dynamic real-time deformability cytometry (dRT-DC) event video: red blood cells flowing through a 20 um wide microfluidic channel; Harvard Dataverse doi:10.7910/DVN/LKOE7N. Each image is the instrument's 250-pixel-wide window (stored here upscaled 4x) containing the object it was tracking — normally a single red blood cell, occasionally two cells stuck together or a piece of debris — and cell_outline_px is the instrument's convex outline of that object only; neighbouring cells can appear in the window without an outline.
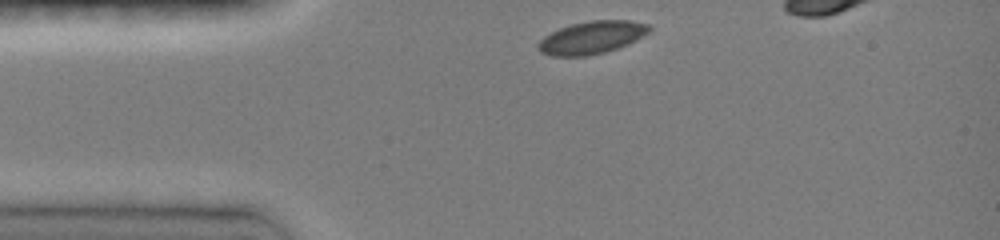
{"species": "common noctule bat (a hibernating species)", "species_latin": "Nyctalus noctula", "temperature_condition": "room temperature", "stored_images_in_passage": 32, "camera_frame_rate_fps": 3000, "um_per_image_px": 0.085, "animal": {"sex": "female", "body_mass_g": 19.0, "forearm_length_mm": 51.5}, "frame": {"image": 1, "passage_image": 1, "time_ms": 0.0, "image_size_px": [1000, 240], "cell_outline_px": [[652, 28], [648, 32], [636, 40], [628, 44], [604, 52], [584, 56], [552, 56], [540, 52], [536, 48], [536, 44], [544, 36], [560, 28], [572, 24], [592, 20], [628, 20], [648, 24]], "centroid_in_image_um": [50.27, 3.19], "position_along_channel_um": 34.7, "area_um2": 21.04}}
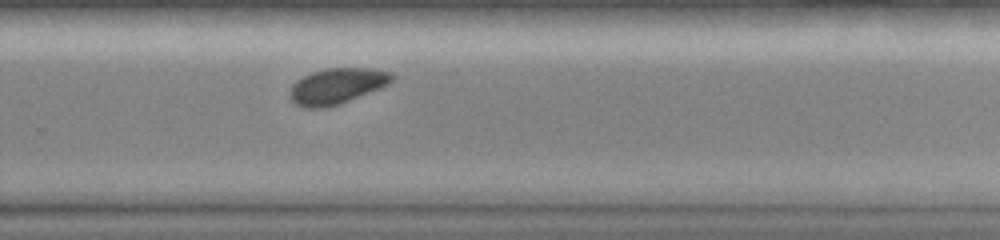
{"frame": {"image": 2, "passage_image": 23, "time_ms": 7.333, "image_size_px": [1000, 240], "cell_outline_px": [[396, 76], [388, 84], [380, 88], [340, 104], [328, 108], [304, 108], [296, 104], [292, 100], [292, 84], [296, 80], [312, 72], [324, 68], [368, 68], [392, 72]], "centroid_in_image_um": [28.66, 7.31], "position_along_channel_um": 301.1, "area_um2": 21.21}}
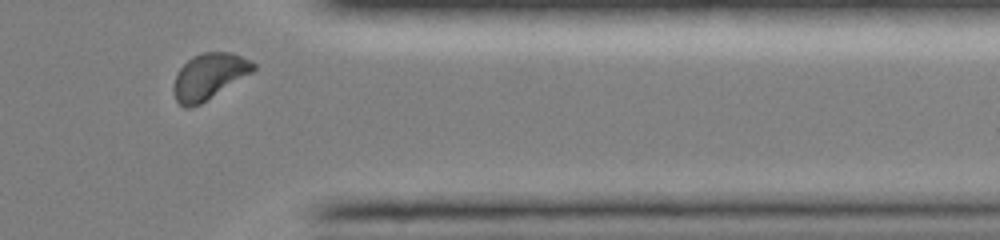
{"frame": {"image": 3, "passage_image": 30, "time_ms": 9.667, "image_size_px": [1000, 240], "cell_outline_px": [[256, 68], [252, 72], [200, 104], [188, 108], [184, 108], [176, 100], [172, 88], [172, 84], [176, 72], [188, 60], [204, 52], [232, 52], [252, 60], [256, 64]], "centroid_in_image_um": [17.76, 6.48], "position_along_channel_um": 393.6, "area_um2": 21.27}, "authors_computed_cell_mechanics": {"area_um2": 21.4149, "velocity_mm_per_s": 4.0281, "shape_relaxation_time_tau1_ms": 3.1643, "shape_relaxation_time_tau2_ms": null, "deformation_change_tau1": 0.0731, "deformation_change_tau2": null}}